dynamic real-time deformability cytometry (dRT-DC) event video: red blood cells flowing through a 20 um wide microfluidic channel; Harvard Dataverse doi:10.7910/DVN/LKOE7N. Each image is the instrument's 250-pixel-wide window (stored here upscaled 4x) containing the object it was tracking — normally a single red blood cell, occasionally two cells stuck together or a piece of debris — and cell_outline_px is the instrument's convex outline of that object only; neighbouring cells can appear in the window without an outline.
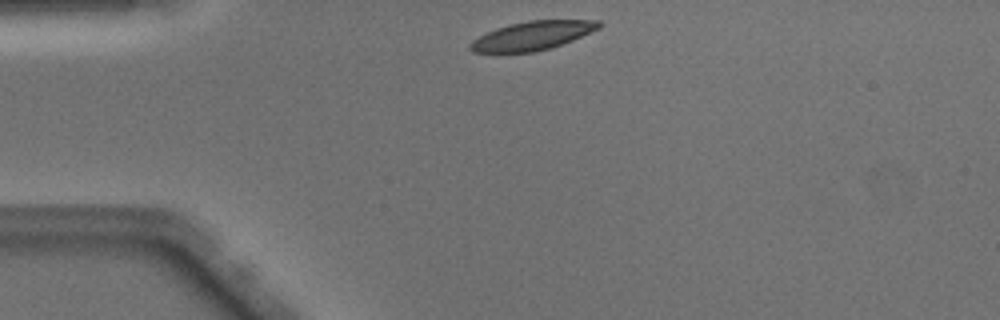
{"species": "Egyptian fruit bat (a non-hibernating species)", "species_latin": "Rousettus aegyptiacus", "temperature_condition": "warm", "stored_images_in_passage": 39, "camera_frame_rate_fps": 3000, "um_per_image_px": 0.085, "animal": {"sex": "male"}, "frame": {"image": 1, "passage_image": 1, "time_ms": 0.0, "image_size_px": [1000, 320], "cell_outline_px": [[604, 24], [600, 28], [572, 40], [548, 48], [532, 52], [472, 52], [468, 48], [468, 44], [472, 40], [496, 28], [508, 24], [528, 20], [600, 20]], "centroid_in_image_um": [45.25, 3.02], "position_along_channel_um": 39.8, "area_um2": 21.44}}
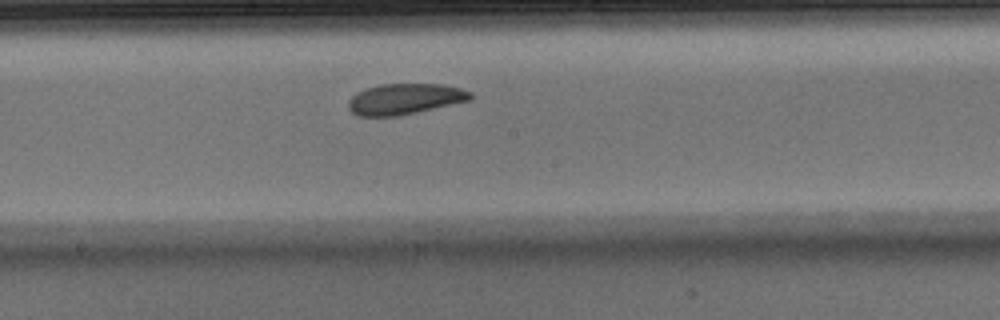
{"frame": {"image": 2, "passage_image": 16, "time_ms": 5.0, "image_size_px": [1000, 320], "cell_outline_px": [[472, 96], [468, 100], [416, 112], [396, 116], [356, 116], [348, 108], [348, 100], [356, 92], [364, 88], [380, 84], [444, 84], [460, 88], [472, 92]], "centroid_in_image_um": [34.35, 8.4], "position_along_channel_um": 213.9, "area_um2": 21.85}}
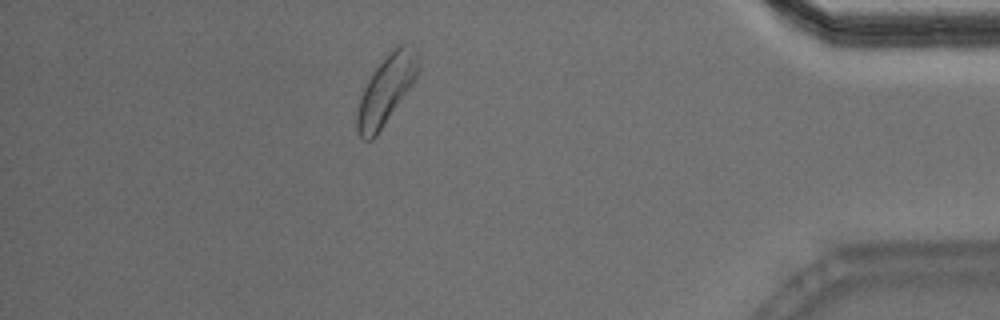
{"frame": {"image": 3, "passage_image": 33, "time_ms": 10.667, "image_size_px": [1000, 320], "cell_outline_px": [[420, 68], [416, 76], [376, 136], [372, 140], [364, 140], [360, 136], [356, 128], [356, 116], [360, 100], [364, 88], [372, 72], [400, 44], [412, 44], [416, 52], [420, 64]], "centroid_in_image_um": [32.81, 7.64], "position_along_channel_um": 402.4, "area_um2": 23.52}, "authors_computed_cell_mechanics": {"area_um2": 22.7732, "velocity_mm_per_s": 4.0585, "shape_relaxation_time_tau1_ms": 2.9217, "shape_relaxation_time_tau2_ms": 6.2531, "deformation_change_tau1": 0.0925, "deformation_change_tau2": 0.1357}}